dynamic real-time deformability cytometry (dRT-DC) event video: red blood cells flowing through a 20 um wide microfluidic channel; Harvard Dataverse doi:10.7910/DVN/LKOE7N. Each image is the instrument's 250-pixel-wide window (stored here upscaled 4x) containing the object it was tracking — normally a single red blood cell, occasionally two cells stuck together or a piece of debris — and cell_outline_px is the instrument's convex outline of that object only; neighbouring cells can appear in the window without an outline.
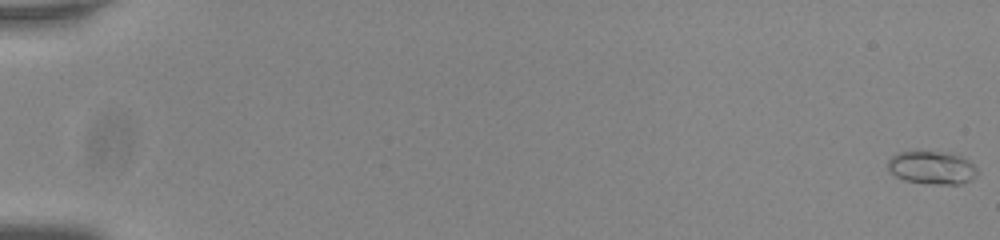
{"species": "common noctule bat (a hibernating species)", "species_latin": "Nyctalus noctula", "temperature_condition": "room temperature", "stored_images_in_passage": 57, "camera_frame_rate_fps": 3000, "um_per_image_px": 0.085, "animal": {"sex": "male", "body_mass_g": 20.0, "forearm_length_mm": 53.3}, "frame": {"image": 1, "passage_image": 1, "time_ms": 0.0, "image_size_px": [1000, 240], "cell_outline_px": [[980, 172], [976, 176], [960, 184], [928, 184], [904, 180], [896, 176], [888, 168], [888, 160], [892, 156], [900, 152], [944, 152], [960, 156], [968, 160]], "centroid_in_image_um": [79.22, 14.26], "position_along_channel_um": 5.8, "area_um2": 17.05}}
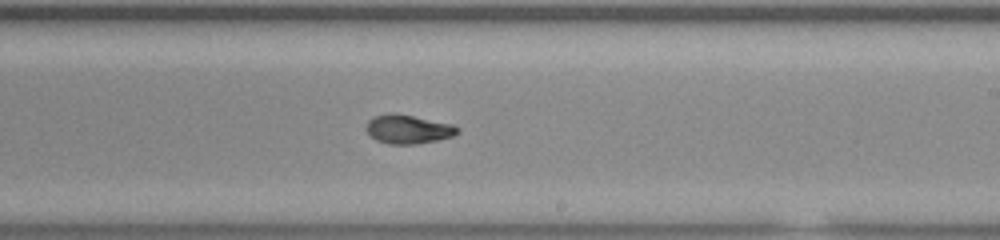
{"frame": {"image": 2, "passage_image": 36, "time_ms": 11.667, "image_size_px": [1000, 240], "cell_outline_px": [[460, 132], [452, 136], [436, 140], [416, 144], [388, 144], [376, 140], [364, 128], [368, 120], [372, 116], [392, 112], [452, 124], [460, 128]], "centroid_in_image_um": [34.66, 10.98], "position_along_channel_um": 254.3, "area_um2": 15.37}}
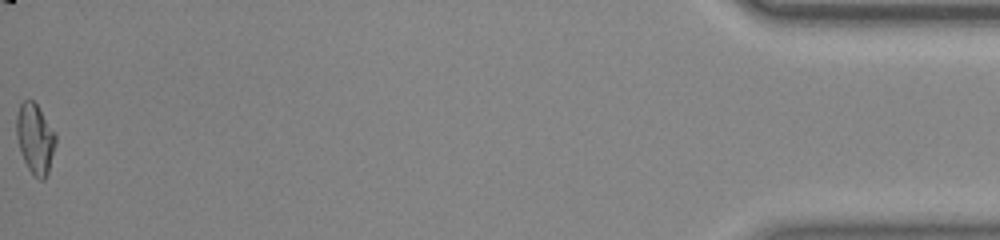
{"frame": {"image": 3, "passage_image": 57, "time_ms": 18.667, "image_size_px": [1000, 240], "cell_outline_px": [[56, 144], [48, 172], [44, 180], [40, 180], [28, 168], [20, 152], [16, 136], [16, 116], [20, 104], [24, 100], [32, 100], [36, 104], [56, 132]], "centroid_in_image_um": [2.99, 11.77], "position_along_channel_um": 432.2, "area_um2": 16.01}, "authors_computed_cell_mechanics": {"area_um2": 15.4904, "velocity_mm_per_s": 3.8037, "shape_relaxation_time_tau1_ms": 7.4691, "shape_relaxation_time_tau2_ms": 1.871, "deformation_change_tau1": 0.2188, "deformation_change_tau2": 0.0602}}